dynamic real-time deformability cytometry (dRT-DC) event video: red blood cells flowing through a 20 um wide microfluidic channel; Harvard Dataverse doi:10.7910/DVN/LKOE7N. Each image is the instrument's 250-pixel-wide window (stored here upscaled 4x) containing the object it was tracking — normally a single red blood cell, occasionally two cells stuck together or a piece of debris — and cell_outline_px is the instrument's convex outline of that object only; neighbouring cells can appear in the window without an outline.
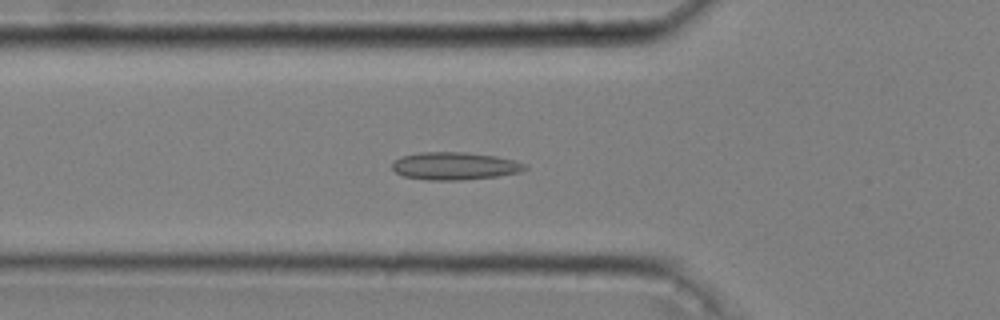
{"species": "common noctule bat (a hibernating species)", "species_latin": "Nyctalus noctula", "temperature_condition": "cold", "stored_images_in_passage": 51, "camera_frame_rate_fps": 3000, "um_per_image_px": 0.085, "animal": {"sex": "male", "body_mass_g": 20.4}, "frame": {"image": 1, "passage_image": 19, "time_ms": 6.0, "image_size_px": [1000, 320], "cell_outline_px": [[528, 168], [520, 172], [496, 176], [460, 180], [428, 180], [404, 176], [396, 172], [392, 168], [392, 164], [400, 156], [420, 152], [464, 152], [496, 156], [516, 160], [528, 164]], "centroid_in_image_um": [38.68, 14.1], "position_along_channel_um": 87.1, "area_um2": 21.44}}
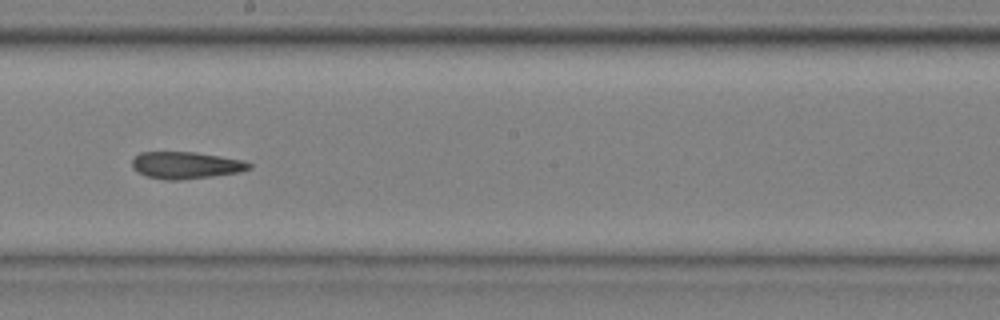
{"frame": {"image": 2, "passage_image": 31, "time_ms": 10.0, "image_size_px": [1000, 320], "cell_outline_px": [[252, 168], [240, 172], [212, 176], [180, 180], [164, 180], [148, 176], [132, 168], [132, 160], [140, 152], [196, 152], [244, 160], [252, 164]], "centroid_in_image_um": [15.83, 14.04], "position_along_channel_um": 232.4, "area_um2": 18.38}}
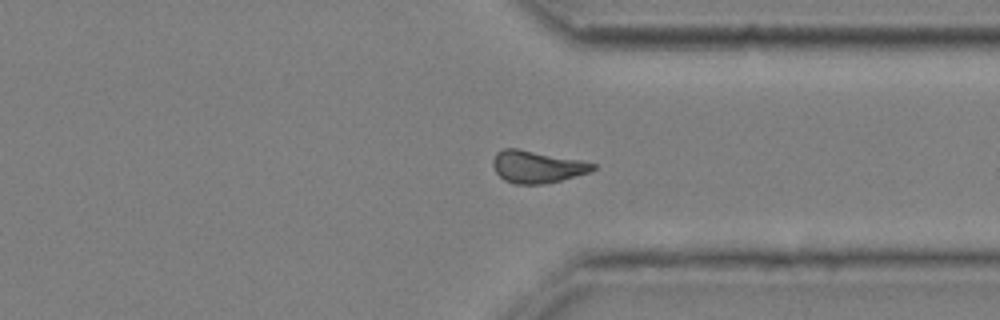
{"frame": {"image": 3, "passage_image": 42, "time_ms": 13.667, "image_size_px": [1000, 320], "cell_outline_px": [[596, 168], [588, 172], [560, 180], [544, 184], [512, 184], [504, 180], [496, 172], [492, 164], [492, 160], [496, 152], [504, 148], [516, 148], [580, 160], [596, 164]], "centroid_in_image_um": [45.59, 14.17], "position_along_channel_um": 365.8, "area_um2": 18.61}}